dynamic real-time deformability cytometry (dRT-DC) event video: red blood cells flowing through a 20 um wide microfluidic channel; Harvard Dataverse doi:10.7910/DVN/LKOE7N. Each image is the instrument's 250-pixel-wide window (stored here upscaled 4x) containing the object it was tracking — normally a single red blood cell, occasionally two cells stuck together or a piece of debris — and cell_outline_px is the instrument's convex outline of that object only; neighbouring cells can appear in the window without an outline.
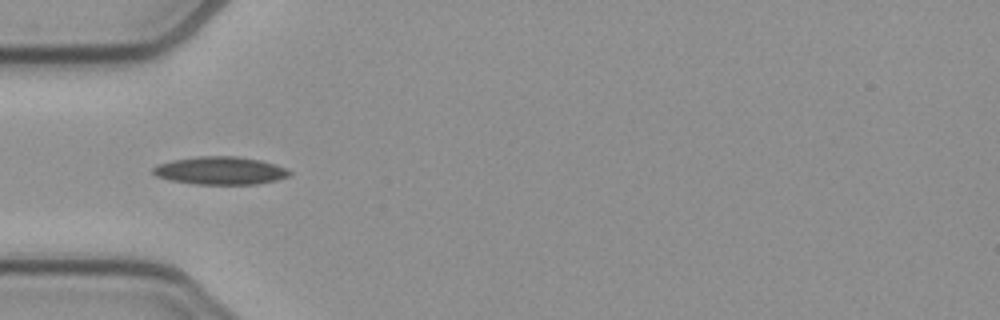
{"species": "common noctule bat (a hibernating species)", "species_latin": "Nyctalus noctula", "temperature_condition": "cold", "stored_images_in_passage": 10, "camera_frame_rate_fps": 3000, "um_per_image_px": 0.085, "animal": {"sex": "female", "body_mass_g": 21.9}, "frame": {"image": 1, "passage_image": 4, "time_ms": 1.0, "image_size_px": [1000, 320], "cell_outline_px": [[292, 172], [288, 176], [276, 180], [256, 184], [192, 184], [172, 180], [156, 176], [152, 172], [152, 168], [160, 164], [172, 160], [200, 156], [236, 156], [260, 160], [284, 168]], "centroid_in_image_um": [18.7, 14.5], "position_along_channel_um": 66.3, "area_um2": 21.91}}